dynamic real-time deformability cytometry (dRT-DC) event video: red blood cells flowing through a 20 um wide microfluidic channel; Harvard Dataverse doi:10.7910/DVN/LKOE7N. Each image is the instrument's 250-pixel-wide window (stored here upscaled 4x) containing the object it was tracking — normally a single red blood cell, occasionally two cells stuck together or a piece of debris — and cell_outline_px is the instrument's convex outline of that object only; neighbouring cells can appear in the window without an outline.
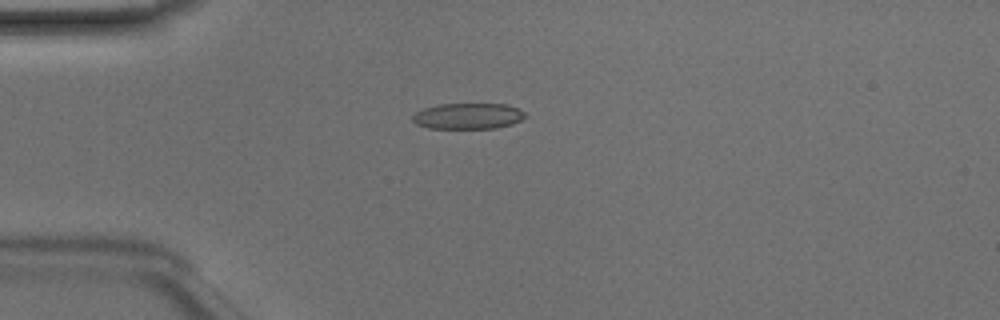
{"species": "Egyptian fruit bat (a non-hibernating species)", "species_latin": "Rousettus aegyptiacus", "temperature_condition": "room temperature", "stored_images_in_passage": 37, "camera_frame_rate_fps": 3000, "um_per_image_px": 0.085, "animal": {"sex": "male"}, "frame": {"image": 1, "passage_image": 1, "time_ms": 0.0, "image_size_px": [1000, 320], "cell_outline_px": [[528, 116], [512, 124], [496, 128], [428, 128], [416, 124], [412, 120], [412, 116], [416, 112], [424, 108], [440, 104], [508, 104], [524, 112]], "centroid_in_image_um": [39.78, 9.86], "position_along_channel_um": 45.2, "area_um2": 16.99}}
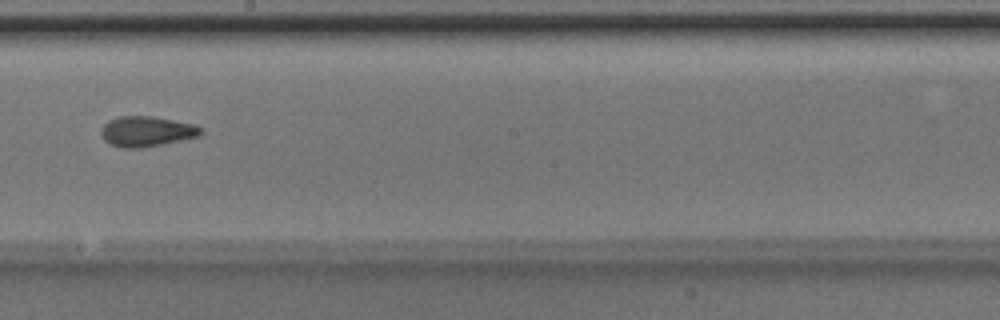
{"frame": {"image": 2, "passage_image": 16, "time_ms": 5.0, "image_size_px": [1000, 320], "cell_outline_px": [[204, 132], [200, 136], [144, 148], [120, 148], [108, 144], [104, 140], [100, 132], [100, 128], [108, 120], [116, 116], [152, 116], [192, 124], [204, 128]], "centroid_in_image_um": [12.43, 11.18], "position_along_channel_um": 235.8, "area_um2": 17.92}}
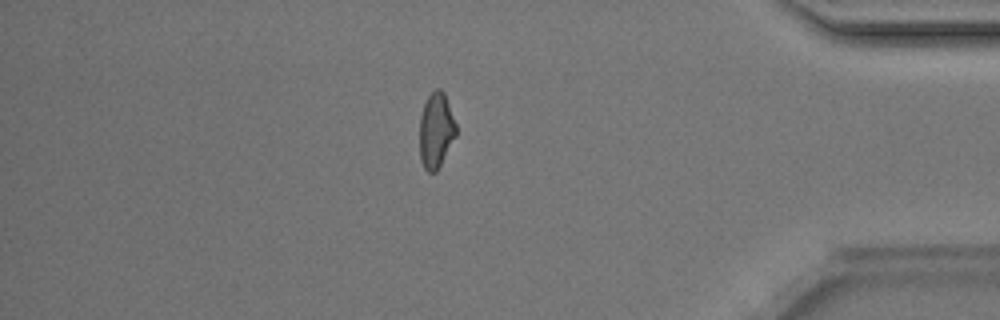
{"frame": {"image": 3, "passage_image": 30, "time_ms": 9.667, "image_size_px": [1000, 320], "cell_outline_px": [[456, 136], [436, 172], [428, 172], [424, 168], [420, 160], [420, 116], [424, 104], [428, 96], [436, 88], [440, 88], [444, 92], [456, 124]], "centroid_in_image_um": [37.06, 11.08], "position_along_channel_um": 398.1, "area_um2": 15.95}, "authors_computed_cell_mechanics": {"area_um2": 16.9354, "velocity_mm_per_s": 4.1823, "shape_relaxation_time_tau1_ms": 3.9793, "shape_relaxation_time_tau2_ms": 1.6216, "deformation_change_tau1": 0.1347, "deformation_change_tau2": 0.0919}}